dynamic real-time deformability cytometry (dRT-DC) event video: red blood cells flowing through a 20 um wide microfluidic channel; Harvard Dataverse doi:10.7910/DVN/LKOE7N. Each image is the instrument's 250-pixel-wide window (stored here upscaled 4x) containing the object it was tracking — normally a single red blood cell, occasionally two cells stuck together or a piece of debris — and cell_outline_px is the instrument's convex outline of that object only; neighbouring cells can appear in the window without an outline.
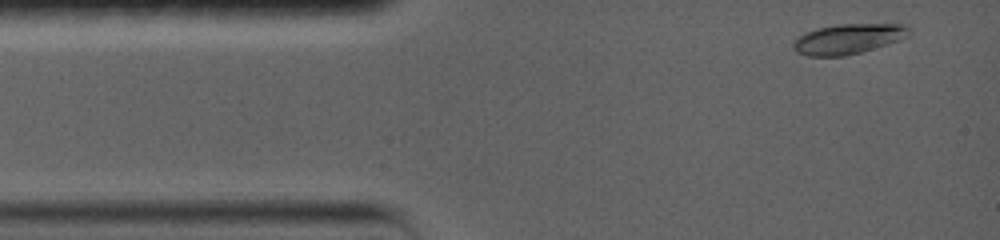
{"species": "common noctule bat (a hibernating species)", "species_latin": "Nyctalus noctula", "temperature_condition": "warm", "stored_images_in_passage": 32, "camera_frame_rate_fps": 5000, "um_per_image_px": 0.085, "animal": {"sex": "female", "body_mass_g": 19.0, "forearm_length_mm": 56.7}, "frame": {"image": 1, "passage_image": 1, "time_ms": 0.0, "image_size_px": [1000, 240], "cell_outline_px": [[908, 36], [860, 52], [844, 56], [808, 56], [796, 52], [792, 48], [792, 44], [804, 32], [836, 24], [908, 24]], "centroid_in_image_um": [72.04, 3.3], "position_along_channel_um": 13.0, "area_um2": 19.94}}
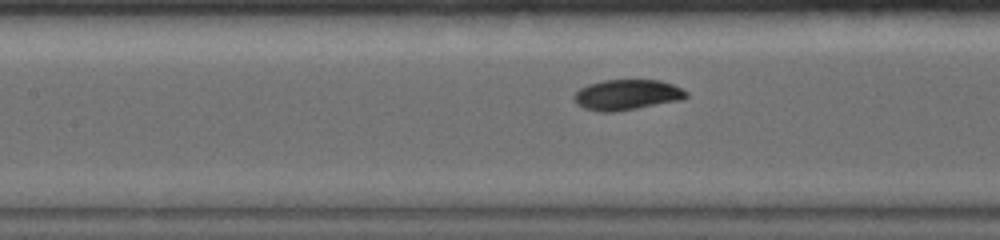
{"frame": {"image": 2, "passage_image": 14, "time_ms": 5.4, "image_size_px": [1000, 240], "cell_outline_px": [[688, 96], [680, 100], [636, 108], [612, 112], [600, 112], [584, 108], [576, 104], [572, 100], [572, 96], [580, 88], [588, 84], [600, 80], [660, 80], [672, 84], [688, 92]], "centroid_in_image_um": [53.23, 8.05], "position_along_channel_um": 154.2, "area_um2": 19.94}}
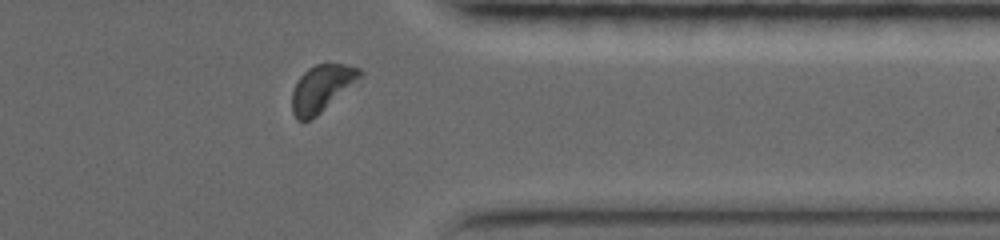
{"frame": {"image": 3, "passage_image": 28, "time_ms": 11.8, "image_size_px": [1000, 240], "cell_outline_px": [[364, 76], [312, 120], [296, 120], [292, 112], [292, 92], [300, 76], [308, 68], [316, 64], [344, 64], [360, 68], [364, 72]], "centroid_in_image_um": [27.37, 7.51], "position_along_channel_um": 384.0, "area_um2": 18.61}, "authors_computed_cell_mechanics": {"area_um2": 19.7676, "velocity_mm_per_s": 3.6602, "shape_relaxation_time_tau1_ms": 4.1935, "shape_relaxation_time_tau2_ms": null, "deformation_change_tau1": 0.156, "deformation_change_tau2": null}}